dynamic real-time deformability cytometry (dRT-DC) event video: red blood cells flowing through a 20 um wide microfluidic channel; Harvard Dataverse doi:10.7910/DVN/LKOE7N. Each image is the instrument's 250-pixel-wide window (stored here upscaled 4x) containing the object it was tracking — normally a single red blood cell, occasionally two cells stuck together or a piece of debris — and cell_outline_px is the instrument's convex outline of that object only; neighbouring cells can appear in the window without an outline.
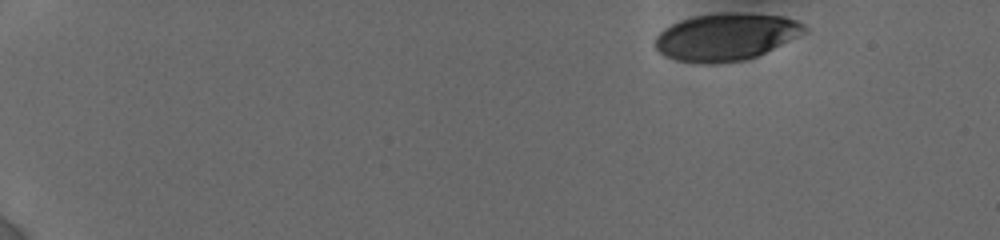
{"species": "human", "species_latin": "Homo sapiens", "temperature_condition": "cold", "stored_images_in_passage": 31, "camera_frame_rate_fps": 3000, "um_per_image_px": 0.085, "donor": {"sex": "female"}, "frame": {"image": 1, "passage_image": 1, "time_ms": 0.0, "image_size_px": [1000, 240], "cell_outline_px": [[808, 28], [804, 32], [756, 56], [744, 60], [704, 64], [676, 60], [664, 56], [656, 48], [656, 36], [664, 28], [680, 20], [696, 16], [724, 12], [740, 12], [784, 16], [796, 20], [804, 24]], "centroid_in_image_um": [61.68, 3.12], "position_along_channel_um": 23.3, "area_um2": 40.69}}
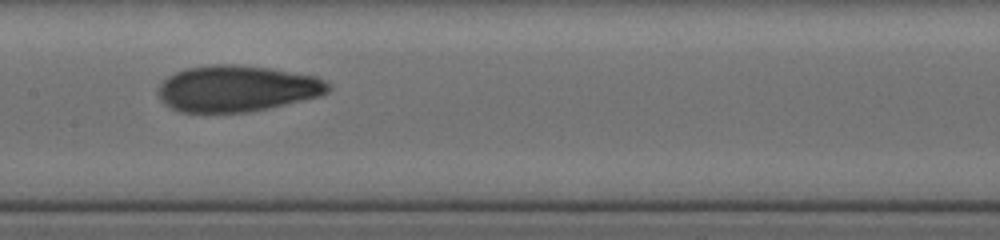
{"frame": {"image": 2, "passage_image": 18, "time_ms": 8.0, "image_size_px": [1000, 240], "cell_outline_px": [[332, 88], [328, 92], [316, 96], [268, 108], [248, 112], [180, 112], [164, 104], [160, 100], [156, 92], [156, 88], [168, 76], [184, 68], [212, 64], [236, 64], [268, 68], [316, 76], [324, 80]], "centroid_in_image_um": [20.07, 7.52], "position_along_channel_um": 187.3, "area_um2": 45.78}}
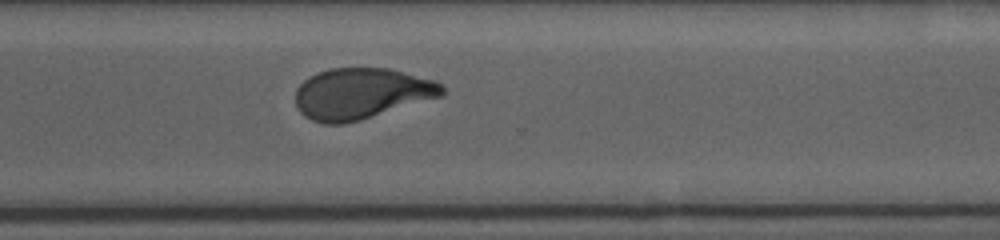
{"frame": {"image": 3, "passage_image": 31, "time_ms": 12.0, "image_size_px": [1000, 240], "cell_outline_px": [[444, 96], [360, 120], [344, 124], [324, 124], [312, 120], [300, 112], [296, 104], [296, 88], [304, 80], [316, 72], [328, 68], [388, 68], [436, 80], [444, 88]], "centroid_in_image_um": [30.72, 7.95], "position_along_channel_um": 339.9, "area_um2": 43.81}}